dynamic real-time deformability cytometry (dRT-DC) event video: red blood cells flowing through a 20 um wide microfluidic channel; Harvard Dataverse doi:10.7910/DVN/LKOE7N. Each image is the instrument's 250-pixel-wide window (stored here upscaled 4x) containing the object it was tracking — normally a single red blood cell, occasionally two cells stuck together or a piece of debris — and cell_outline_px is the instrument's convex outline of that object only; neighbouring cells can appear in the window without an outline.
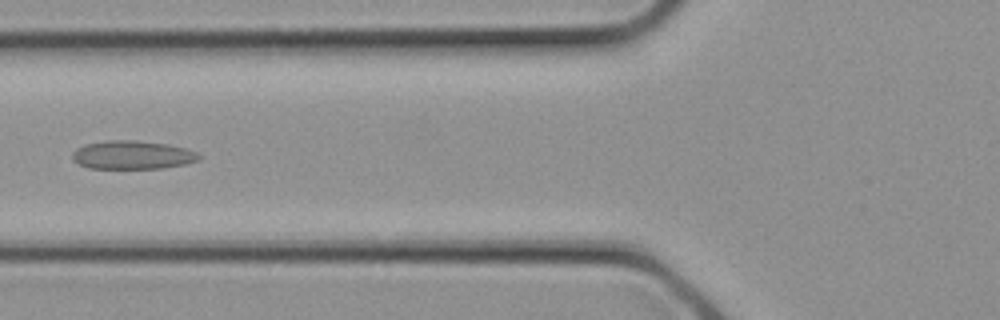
{"species": "common noctule bat (a hibernating species)", "species_latin": "Nyctalus noctula", "temperature_condition": "cold", "stored_images_in_passage": 11, "camera_frame_rate_fps": 3000, "um_per_image_px": 0.085, "animal": {"sex": "female", "body_mass_g": 21.9}, "frame": {"image": 1, "passage_image": 10, "time_ms": 3.0, "image_size_px": [1000, 320], "cell_outline_px": [[200, 160], [184, 164], [160, 168], [88, 168], [72, 160], [72, 152], [76, 148], [84, 144], [104, 140], [136, 140], [168, 144], [184, 148], [196, 152], [200, 156]], "centroid_in_image_um": [11.21, 13.16], "position_along_channel_um": 114.6, "area_um2": 21.04}}